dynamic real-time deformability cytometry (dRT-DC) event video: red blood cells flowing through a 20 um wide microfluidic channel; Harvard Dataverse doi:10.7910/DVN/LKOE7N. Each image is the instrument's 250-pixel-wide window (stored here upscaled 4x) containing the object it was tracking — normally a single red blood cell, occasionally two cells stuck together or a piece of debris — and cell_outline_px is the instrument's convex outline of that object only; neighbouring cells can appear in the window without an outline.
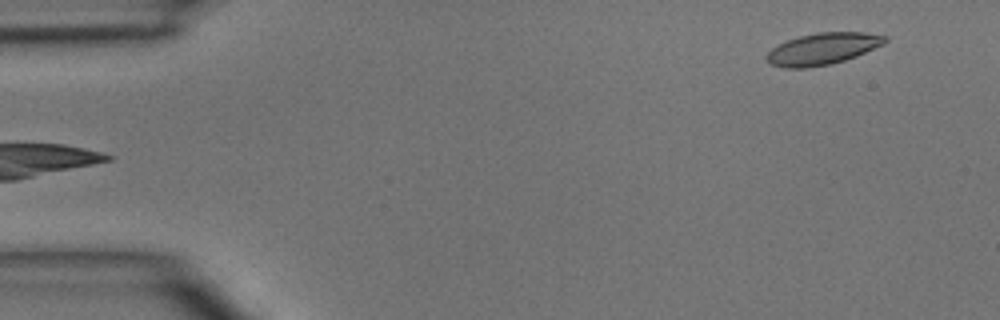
{"species": "common noctule bat (a hibernating species)", "species_latin": "Nyctalus noctula", "temperature_condition": "room temperature", "stored_images_in_passage": 5, "camera_frame_rate_fps": 3000, "um_per_image_px": 0.085, "animal": {"sex": "male", "body_mass_g": 15.6}, "frame": {"image": 1, "passage_image": 5, "time_ms": 4.333, "image_size_px": [1000, 320], "cell_outline_px": [[888, 40], [884, 44], [856, 56], [832, 64], [804, 68], [784, 68], [772, 64], [764, 56], [772, 48], [788, 40], [800, 36], [816, 32], [864, 32], [888, 36]], "centroid_in_image_um": [69.95, 4.14], "position_along_channel_um": 15.0, "area_um2": 21.79}}